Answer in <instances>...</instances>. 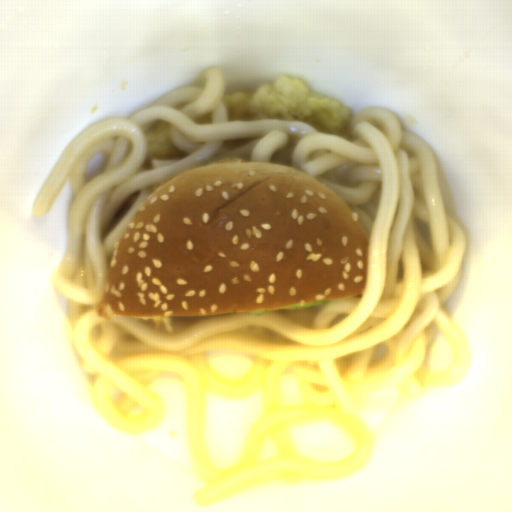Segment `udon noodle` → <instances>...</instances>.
Here are the masks:
<instances>
[{
    "instance_id": "d5520da0",
    "label": "udon noodle",
    "mask_w": 512,
    "mask_h": 512,
    "mask_svg": "<svg viewBox=\"0 0 512 512\" xmlns=\"http://www.w3.org/2000/svg\"><path fill=\"white\" fill-rule=\"evenodd\" d=\"M203 86L171 89L130 117H106L71 139L40 187L31 216L56 203L67 180L64 254L52 288L66 304L67 340L91 377L97 415L119 433L141 435L166 418L151 388L184 384L187 453L207 484L202 507L247 487L354 475L374 458L376 439L404 401L428 389L463 386L473 358L445 304L457 289L465 231L445 209L439 162L397 114L363 107L345 137L305 121L228 120L222 69L204 67ZM169 122L177 159H146L144 131ZM291 167L330 188L364 224L369 274L363 294L318 304L197 316L97 317L112 254L147 196L188 167L230 157ZM440 336L454 361L436 369ZM242 358L239 379L208 360ZM262 391L261 414L235 464L210 465L206 393L225 401ZM389 411L372 429L360 417ZM327 422L356 443L337 461L300 455L293 427Z\"/></svg>"
}]
</instances>
